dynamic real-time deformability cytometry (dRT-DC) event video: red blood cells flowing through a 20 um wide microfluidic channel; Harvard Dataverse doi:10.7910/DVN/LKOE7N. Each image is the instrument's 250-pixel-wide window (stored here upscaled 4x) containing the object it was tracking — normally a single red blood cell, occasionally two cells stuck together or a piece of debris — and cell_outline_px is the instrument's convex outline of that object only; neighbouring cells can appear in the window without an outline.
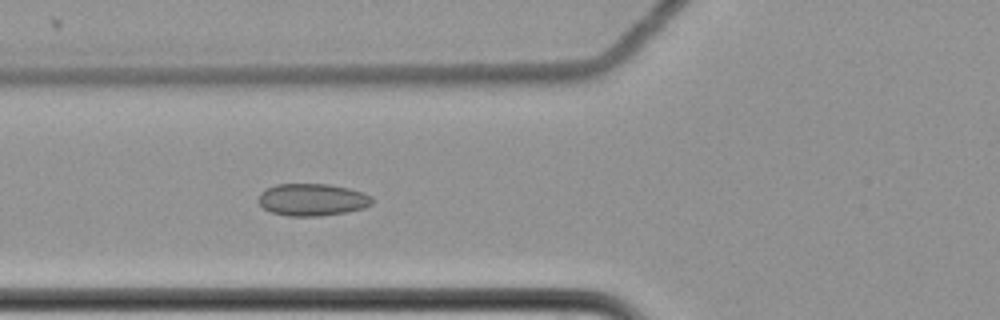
{"species": "common noctule bat (a hibernating species)", "species_latin": "Nyctalus noctula", "temperature_condition": "cold", "stored_images_in_passage": 8, "camera_frame_rate_fps": 3000, "um_per_image_px": 0.085, "animal": {"sex": "female", "body_mass_g": 22.7, "forearm_length_mm": 54.2}, "frame": {"image": 1, "passage_image": 8, "time_ms": 2.333, "image_size_px": [1000, 320], "cell_outline_px": [[372, 204], [364, 208], [348, 212], [320, 216], [288, 216], [272, 212], [264, 208], [256, 200], [260, 192], [264, 188], [276, 184], [328, 184], [348, 188], [372, 196]], "centroid_in_image_um": [26.51, 16.97], "position_along_channel_um": 99.3, "area_um2": 21.5}}